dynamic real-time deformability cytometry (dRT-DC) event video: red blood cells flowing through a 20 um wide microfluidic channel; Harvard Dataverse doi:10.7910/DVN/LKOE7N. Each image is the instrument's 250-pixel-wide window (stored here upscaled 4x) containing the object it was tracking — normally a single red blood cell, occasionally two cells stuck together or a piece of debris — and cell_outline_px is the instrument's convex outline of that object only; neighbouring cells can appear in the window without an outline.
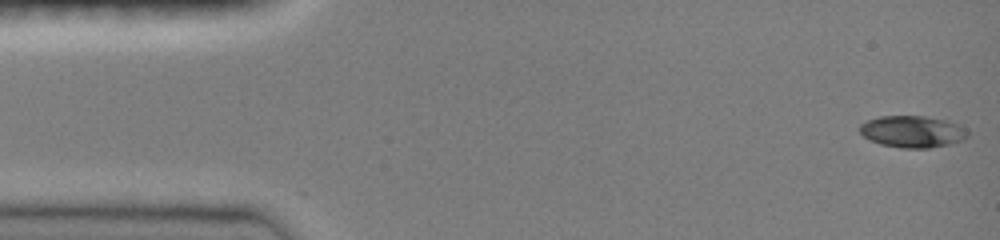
{"species": "common noctule bat (a hibernating species)", "species_latin": "Nyctalus noctula", "temperature_condition": "room temperature", "stored_images_in_passage": 47, "camera_frame_rate_fps": 3000, "um_per_image_px": 0.085, "animal": {"sex": "female", "body_mass_g": 19.0, "forearm_length_mm": 51.5}, "frame": {"image": 1, "passage_image": 1, "time_ms": 0.0, "image_size_px": [1000, 240], "cell_outline_px": [[968, 136], [964, 140], [948, 144], [928, 148], [900, 148], [880, 144], [868, 140], [860, 132], [860, 124], [868, 120], [880, 116], [924, 116], [948, 120], [964, 128], [968, 132]], "centroid_in_image_um": [77.55, 11.19], "position_along_channel_um": 7.5, "area_um2": 20.0}}
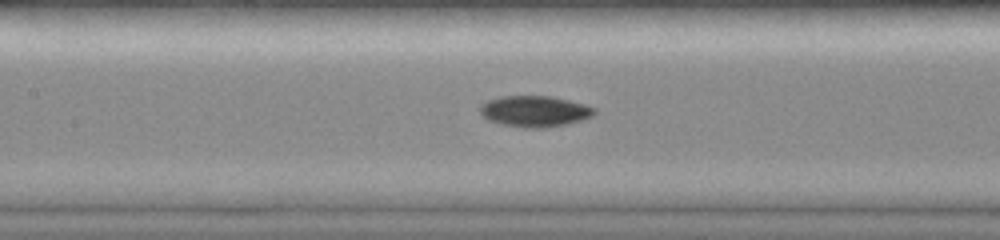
{"frame": {"image": 2, "passage_image": 21, "time_ms": 6.667, "image_size_px": [1000, 240], "cell_outline_px": [[596, 112], [592, 116], [568, 124], [544, 128], [524, 128], [504, 124], [488, 120], [480, 112], [480, 104], [488, 100], [500, 96], [552, 96], [584, 104], [596, 108]], "centroid_in_image_um": [45.45, 9.45], "position_along_channel_um": 161.9, "area_um2": 20.69}}
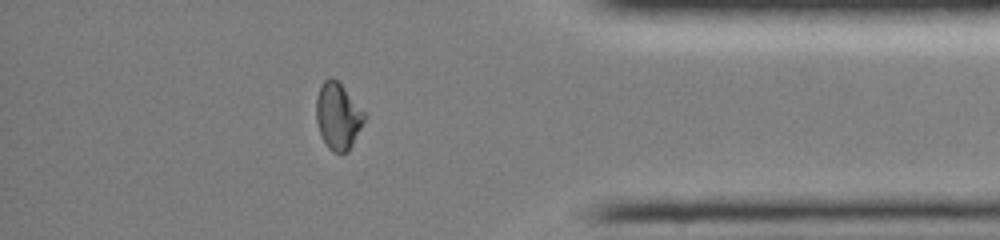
{"frame": {"image": 3, "passage_image": 40, "time_ms": 13.0, "image_size_px": [1000, 240], "cell_outline_px": [[364, 120], [348, 152], [332, 152], [328, 148], [320, 136], [316, 120], [316, 96], [324, 80], [328, 76], [332, 76], [344, 88], [364, 112]], "centroid_in_image_um": [28.68, 9.87], "position_along_channel_um": 406.5, "area_um2": 18.44}, "authors_computed_cell_mechanics": {"area_um2": 19.4786, "velocity_mm_per_s": 4.0977, "shape_relaxation_time_tau1_ms": 8.3133, "shape_relaxation_time_tau2_ms": 6.4754, "deformation_change_tau1": 0.2404, "deformation_change_tau2": 0.0757}}